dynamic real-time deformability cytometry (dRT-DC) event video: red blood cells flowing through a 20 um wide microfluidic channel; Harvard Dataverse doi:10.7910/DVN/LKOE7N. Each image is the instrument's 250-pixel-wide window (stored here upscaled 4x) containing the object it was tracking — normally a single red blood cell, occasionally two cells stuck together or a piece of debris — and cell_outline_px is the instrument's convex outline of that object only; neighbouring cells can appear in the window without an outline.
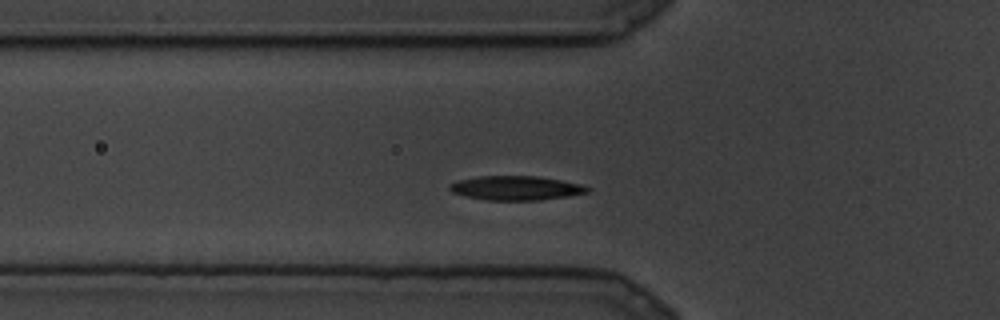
{"species": "common noctule bat (a hibernating species)", "species_latin": "Nyctalus noctula", "temperature_condition": "cold", "stored_images_in_passage": 21, "camera_frame_rate_fps": 3000, "um_per_image_px": 0.085, "animal": {"sex": "male", "body_mass_g": 19.5, "forearm_length_mm": 54.6}, "frame": {"image": 1, "passage_image": 4, "time_ms": 1.0, "image_size_px": [1000, 320], "cell_outline_px": [[592, 188], [588, 192], [568, 196], [536, 200], [488, 200], [468, 196], [452, 192], [448, 188], [448, 184], [460, 180], [480, 176], [536, 176], [560, 180], [580, 184]], "centroid_in_image_um": [43.86, 15.98], "position_along_channel_um": 81.9, "area_um2": 19.19}}
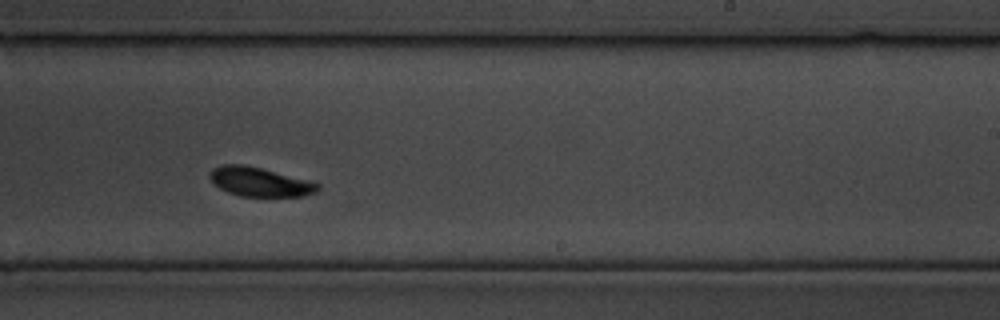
{"frame": {"image": 2, "passage_image": 11, "time_ms": 3.333, "image_size_px": [1000, 320], "cell_outline_px": [[320, 188], [316, 192], [304, 196], [240, 196], [228, 192], [220, 188], [208, 176], [212, 168], [220, 164], [244, 164], [308, 180], [320, 184]], "centroid_in_image_um": [22.06, 15.45], "position_along_channel_um": 266.9, "area_um2": 18.21}}
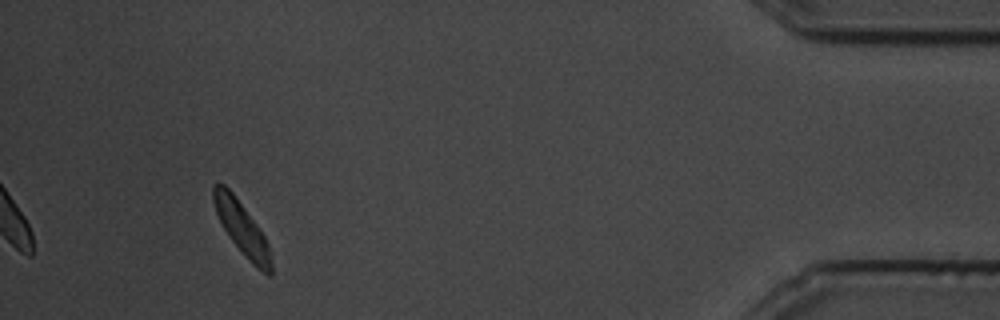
{"frame": {"image": 3, "passage_image": 19, "time_ms": 6.0, "image_size_px": [1000, 320], "cell_outline_px": [[272, 272], [268, 276], [256, 268], [248, 260], [228, 236], [216, 212], [212, 200], [212, 184], [224, 184], [232, 192], [256, 224], [264, 236], [268, 244], [272, 264]], "centroid_in_image_um": [20.55, 19.43], "position_along_channel_um": 414.7, "area_um2": 17.51}}